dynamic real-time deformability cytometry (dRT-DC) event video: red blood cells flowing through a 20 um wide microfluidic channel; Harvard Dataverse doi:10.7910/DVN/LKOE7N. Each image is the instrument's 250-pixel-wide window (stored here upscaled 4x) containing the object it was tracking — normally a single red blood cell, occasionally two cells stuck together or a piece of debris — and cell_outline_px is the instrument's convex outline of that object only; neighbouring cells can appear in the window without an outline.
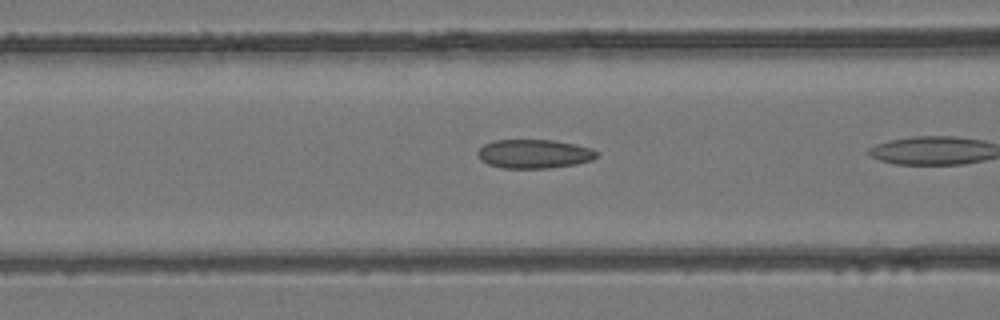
{"species": "common noctule bat (a hibernating species)", "species_latin": "Nyctalus noctula", "temperature_condition": "room temperature", "stored_images_in_passage": 5, "camera_frame_rate_fps": 3000, "um_per_image_px": 0.085, "animal": {"sex": "female", "body_mass_g": 24.6, "forearm_length_mm": 56.2}, "frame": {"image": 1, "passage_image": 4, "time_ms": 1.0, "image_size_px": [1000, 320], "cell_outline_px": [[600, 152], [592, 160], [576, 164], [548, 168], [500, 168], [488, 164], [480, 160], [476, 152], [484, 144], [496, 140], [552, 140], [576, 144], [592, 148]], "centroid_in_image_um": [45.4, 13.08], "position_along_channel_um": 121.2, "area_um2": 20.17}}